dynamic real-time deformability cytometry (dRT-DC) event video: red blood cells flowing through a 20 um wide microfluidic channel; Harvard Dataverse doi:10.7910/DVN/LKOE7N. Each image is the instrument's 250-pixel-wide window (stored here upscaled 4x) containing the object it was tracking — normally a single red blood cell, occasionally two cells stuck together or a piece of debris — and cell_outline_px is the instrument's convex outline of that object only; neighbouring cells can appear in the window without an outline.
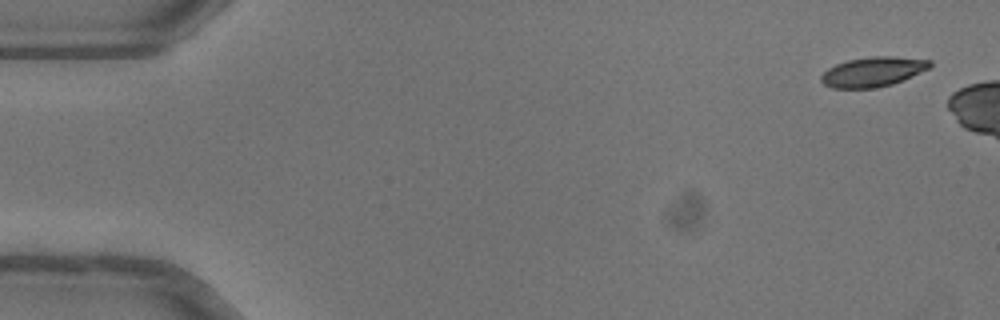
{"species": "common noctule bat (a hibernating species)", "species_latin": "Nyctalus noctula", "temperature_condition": "warm", "stored_images_in_passage": 7, "camera_frame_rate_fps": 3000, "um_per_image_px": 0.085, "animal": {"sex": "female"}, "frame": {"image": 1, "passage_image": 1, "time_ms": 0.0, "image_size_px": [1000, 320], "cell_outline_px": [[932, 64], [928, 68], [892, 84], [872, 88], [832, 88], [824, 84], [820, 80], [820, 76], [828, 68], [836, 64], [848, 60], [872, 56], [892, 56], [932, 60]], "centroid_in_image_um": [74.16, 6.09], "position_along_channel_um": 10.8, "area_um2": 18.61}}